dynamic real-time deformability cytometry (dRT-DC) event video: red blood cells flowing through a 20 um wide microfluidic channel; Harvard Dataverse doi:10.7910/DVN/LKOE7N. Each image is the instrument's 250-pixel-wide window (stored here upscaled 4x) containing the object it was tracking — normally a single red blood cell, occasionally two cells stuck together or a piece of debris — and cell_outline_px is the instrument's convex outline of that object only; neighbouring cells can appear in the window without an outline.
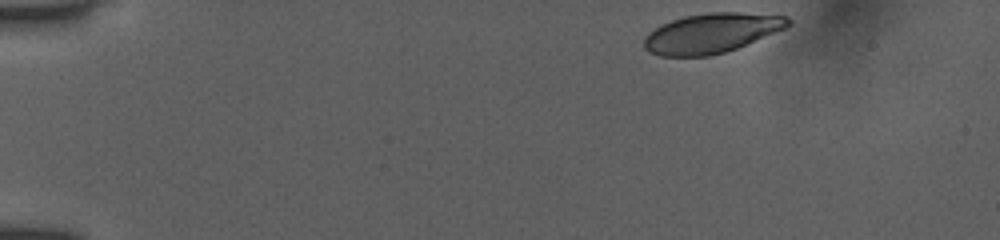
{"species": "human", "species_latin": "Homo sapiens", "temperature_condition": "room temperature", "stored_images_in_passage": 17, "camera_frame_rate_fps": 3000, "um_per_image_px": 0.085, "donor": {"sex": "female"}, "frame": {"image": 1, "passage_image": 1, "time_ms": 0.0, "image_size_px": [1000, 240], "cell_outline_px": [[792, 24], [784, 28], [736, 48], [724, 52], [708, 56], [660, 56], [648, 52], [644, 48], [644, 36], [648, 32], [660, 24], [684, 16], [708, 12], [740, 12], [788, 16], [792, 20]], "centroid_in_image_um": [60.44, 2.8], "position_along_channel_um": 24.6, "area_um2": 33.35}}
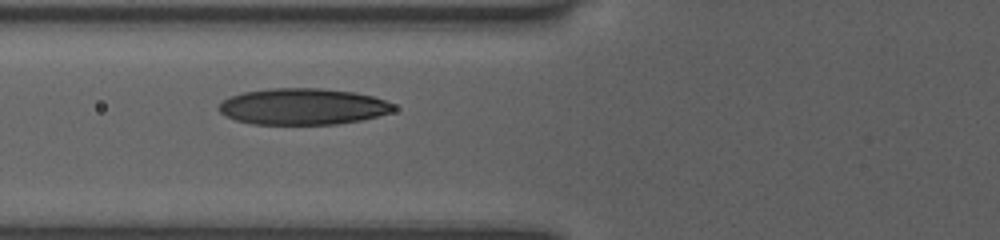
{"frame": {"image": 2, "passage_image": 12, "time_ms": 3.667, "image_size_px": [1000, 240], "cell_outline_px": [[396, 108], [392, 112], [360, 120], [336, 124], [252, 124], [236, 120], [220, 112], [216, 108], [224, 100], [232, 96], [244, 92], [272, 88], [320, 88], [352, 92], [372, 96], [396, 104]], "centroid_in_image_um": [25.75, 9.06], "position_along_channel_um": 100.0, "area_um2": 36.82}}
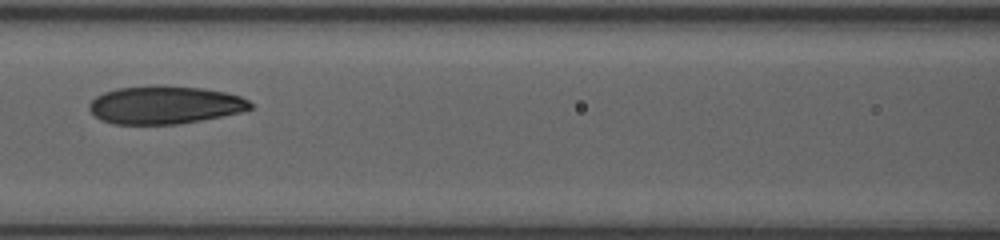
{"frame": {"image": 3, "passage_image": 15, "time_ms": 4.667, "image_size_px": [1000, 240], "cell_outline_px": [[252, 108], [240, 112], [180, 124], [116, 124], [100, 120], [88, 108], [88, 104], [96, 96], [104, 92], [116, 88], [152, 84], [164, 84], [204, 88], [224, 92], [240, 96], [248, 100], [252, 104]], "centroid_in_image_um": [13.98, 8.89], "position_along_channel_um": 152.6, "area_um2": 36.01}}